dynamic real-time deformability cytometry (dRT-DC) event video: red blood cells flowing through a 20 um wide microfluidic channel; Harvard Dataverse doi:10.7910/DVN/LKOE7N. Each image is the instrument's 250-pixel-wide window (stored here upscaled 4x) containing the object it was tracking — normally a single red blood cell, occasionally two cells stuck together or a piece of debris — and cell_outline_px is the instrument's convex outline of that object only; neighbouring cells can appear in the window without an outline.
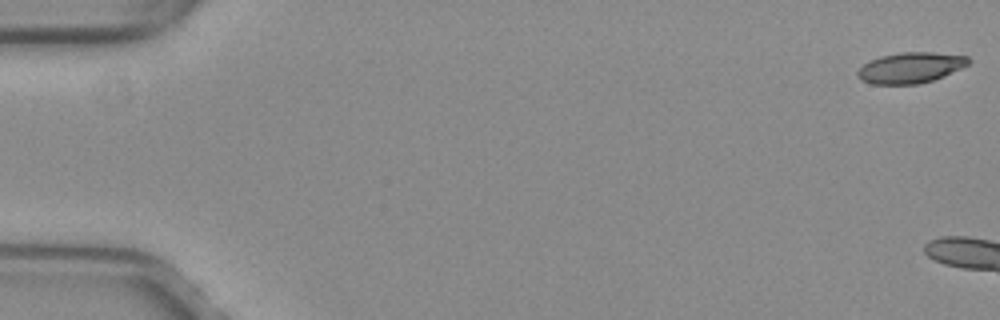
{"species": "common noctule bat (a hibernating species)", "species_latin": "Nyctalus noctula", "temperature_condition": "warm", "stored_images_in_passage": 7, "camera_frame_rate_fps": 3000, "um_per_image_px": 0.085, "animal": {"sex": "female", "body_mass_g": 29.2, "forearm_length_mm": 56.3}, "frame": {"image": 1, "passage_image": 1, "time_ms": 0.0, "image_size_px": [1000, 320], "cell_outline_px": [[972, 60], [968, 64], [944, 76], [932, 80], [916, 84], [872, 84], [860, 80], [856, 76], [856, 72], [868, 60], [880, 56], [900, 52], [932, 52], [968, 56]], "centroid_in_image_um": [77.36, 5.75], "position_along_channel_um": 7.6, "area_um2": 19.94}}